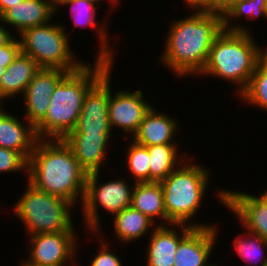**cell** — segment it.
I'll return each instance as SVG.
<instances>
[{
  "label": "cell",
  "instance_id": "9",
  "mask_svg": "<svg viewBox=\"0 0 267 266\" xmlns=\"http://www.w3.org/2000/svg\"><path fill=\"white\" fill-rule=\"evenodd\" d=\"M77 235L76 231L29 235L26 260L43 266H78Z\"/></svg>",
  "mask_w": 267,
  "mask_h": 266
},
{
  "label": "cell",
  "instance_id": "7",
  "mask_svg": "<svg viewBox=\"0 0 267 266\" xmlns=\"http://www.w3.org/2000/svg\"><path fill=\"white\" fill-rule=\"evenodd\" d=\"M55 23L52 20L50 23L37 25L20 33L18 38L21 52L31 56L41 68L76 71L86 62L77 59L80 57L71 49L70 34L67 33L69 31L66 30V26L60 21Z\"/></svg>",
  "mask_w": 267,
  "mask_h": 266
},
{
  "label": "cell",
  "instance_id": "28",
  "mask_svg": "<svg viewBox=\"0 0 267 266\" xmlns=\"http://www.w3.org/2000/svg\"><path fill=\"white\" fill-rule=\"evenodd\" d=\"M245 105L267 111V68L259 63L246 89L238 96Z\"/></svg>",
  "mask_w": 267,
  "mask_h": 266
},
{
  "label": "cell",
  "instance_id": "2",
  "mask_svg": "<svg viewBox=\"0 0 267 266\" xmlns=\"http://www.w3.org/2000/svg\"><path fill=\"white\" fill-rule=\"evenodd\" d=\"M87 177L63 139L38 140L28 160L26 182L71 202L76 208L83 203Z\"/></svg>",
  "mask_w": 267,
  "mask_h": 266
},
{
  "label": "cell",
  "instance_id": "23",
  "mask_svg": "<svg viewBox=\"0 0 267 266\" xmlns=\"http://www.w3.org/2000/svg\"><path fill=\"white\" fill-rule=\"evenodd\" d=\"M154 225V227H153ZM113 234L118 242L130 244L154 230L156 224L140 211L129 206L113 216Z\"/></svg>",
  "mask_w": 267,
  "mask_h": 266
},
{
  "label": "cell",
  "instance_id": "14",
  "mask_svg": "<svg viewBox=\"0 0 267 266\" xmlns=\"http://www.w3.org/2000/svg\"><path fill=\"white\" fill-rule=\"evenodd\" d=\"M60 6V7H59ZM64 6V7H63ZM70 6L69 12L73 22V29L76 27H91V29H95V34H98L99 45L97 54L94 56L97 59H106L111 62L116 61L117 50L112 47L110 44L109 30L106 25L105 20L104 23H98L96 21L97 16V5L85 0H56V14L61 11V7L67 8ZM60 9V10H59ZM106 25V26H105ZM110 44V45H109ZM116 50V51H115Z\"/></svg>",
  "mask_w": 267,
  "mask_h": 266
},
{
  "label": "cell",
  "instance_id": "31",
  "mask_svg": "<svg viewBox=\"0 0 267 266\" xmlns=\"http://www.w3.org/2000/svg\"><path fill=\"white\" fill-rule=\"evenodd\" d=\"M20 51L18 36H13L5 45L0 46V62H13Z\"/></svg>",
  "mask_w": 267,
  "mask_h": 266
},
{
  "label": "cell",
  "instance_id": "37",
  "mask_svg": "<svg viewBox=\"0 0 267 266\" xmlns=\"http://www.w3.org/2000/svg\"><path fill=\"white\" fill-rule=\"evenodd\" d=\"M260 63L267 68V46L261 48Z\"/></svg>",
  "mask_w": 267,
  "mask_h": 266
},
{
  "label": "cell",
  "instance_id": "24",
  "mask_svg": "<svg viewBox=\"0 0 267 266\" xmlns=\"http://www.w3.org/2000/svg\"><path fill=\"white\" fill-rule=\"evenodd\" d=\"M179 144H163L146 146L150 162V182H161L165 180L176 168L187 158V153L182 152ZM179 151H181L179 153ZM183 155V156H181Z\"/></svg>",
  "mask_w": 267,
  "mask_h": 266
},
{
  "label": "cell",
  "instance_id": "40",
  "mask_svg": "<svg viewBox=\"0 0 267 266\" xmlns=\"http://www.w3.org/2000/svg\"><path fill=\"white\" fill-rule=\"evenodd\" d=\"M266 203H267V189L266 191L261 192V194H258Z\"/></svg>",
  "mask_w": 267,
  "mask_h": 266
},
{
  "label": "cell",
  "instance_id": "1",
  "mask_svg": "<svg viewBox=\"0 0 267 266\" xmlns=\"http://www.w3.org/2000/svg\"><path fill=\"white\" fill-rule=\"evenodd\" d=\"M159 63L181 79H193L205 68L215 38L223 30V16L205 11H191L175 18L168 26Z\"/></svg>",
  "mask_w": 267,
  "mask_h": 266
},
{
  "label": "cell",
  "instance_id": "19",
  "mask_svg": "<svg viewBox=\"0 0 267 266\" xmlns=\"http://www.w3.org/2000/svg\"><path fill=\"white\" fill-rule=\"evenodd\" d=\"M56 15V0H23L9 8L0 19L19 35L26 29L50 23Z\"/></svg>",
  "mask_w": 267,
  "mask_h": 266
},
{
  "label": "cell",
  "instance_id": "17",
  "mask_svg": "<svg viewBox=\"0 0 267 266\" xmlns=\"http://www.w3.org/2000/svg\"><path fill=\"white\" fill-rule=\"evenodd\" d=\"M3 106L0 105V147L18 151L29 160L39 140L35 126Z\"/></svg>",
  "mask_w": 267,
  "mask_h": 266
},
{
  "label": "cell",
  "instance_id": "36",
  "mask_svg": "<svg viewBox=\"0 0 267 266\" xmlns=\"http://www.w3.org/2000/svg\"><path fill=\"white\" fill-rule=\"evenodd\" d=\"M85 1H88V2H91V3H94V4H96L97 6L99 5L100 6V4H101V1H105V0H85ZM107 1V3L110 5V7H111V5H112V7L111 8H116V6H117V10H118V7L120 6V4L122 3V1L120 2V0H106ZM100 2V4H98ZM120 2V3H119Z\"/></svg>",
  "mask_w": 267,
  "mask_h": 266
},
{
  "label": "cell",
  "instance_id": "39",
  "mask_svg": "<svg viewBox=\"0 0 267 266\" xmlns=\"http://www.w3.org/2000/svg\"><path fill=\"white\" fill-rule=\"evenodd\" d=\"M10 63L12 62H0V77L4 74V72L6 71V68L8 67Z\"/></svg>",
  "mask_w": 267,
  "mask_h": 266
},
{
  "label": "cell",
  "instance_id": "21",
  "mask_svg": "<svg viewBox=\"0 0 267 266\" xmlns=\"http://www.w3.org/2000/svg\"><path fill=\"white\" fill-rule=\"evenodd\" d=\"M40 69L31 56L20 51L0 77V105L5 99L8 101L21 97Z\"/></svg>",
  "mask_w": 267,
  "mask_h": 266
},
{
  "label": "cell",
  "instance_id": "11",
  "mask_svg": "<svg viewBox=\"0 0 267 266\" xmlns=\"http://www.w3.org/2000/svg\"><path fill=\"white\" fill-rule=\"evenodd\" d=\"M109 100L110 69L86 93L77 125L69 134H112Z\"/></svg>",
  "mask_w": 267,
  "mask_h": 266
},
{
  "label": "cell",
  "instance_id": "4",
  "mask_svg": "<svg viewBox=\"0 0 267 266\" xmlns=\"http://www.w3.org/2000/svg\"><path fill=\"white\" fill-rule=\"evenodd\" d=\"M260 46L252 32L223 29L215 38L205 68L198 77H218L224 82L234 84L233 86H237L235 90L238 97L248 86L260 63L262 45Z\"/></svg>",
  "mask_w": 267,
  "mask_h": 266
},
{
  "label": "cell",
  "instance_id": "38",
  "mask_svg": "<svg viewBox=\"0 0 267 266\" xmlns=\"http://www.w3.org/2000/svg\"><path fill=\"white\" fill-rule=\"evenodd\" d=\"M18 266H43V265H37V264H34V263H31V262H28L25 257L23 259H21V262L18 264Z\"/></svg>",
  "mask_w": 267,
  "mask_h": 266
},
{
  "label": "cell",
  "instance_id": "41",
  "mask_svg": "<svg viewBox=\"0 0 267 266\" xmlns=\"http://www.w3.org/2000/svg\"><path fill=\"white\" fill-rule=\"evenodd\" d=\"M215 264V265H214ZM208 266H217L216 262H211Z\"/></svg>",
  "mask_w": 267,
  "mask_h": 266
},
{
  "label": "cell",
  "instance_id": "29",
  "mask_svg": "<svg viewBox=\"0 0 267 266\" xmlns=\"http://www.w3.org/2000/svg\"><path fill=\"white\" fill-rule=\"evenodd\" d=\"M90 234L91 237L94 235L96 239L94 241L98 242L99 251L93 255L90 262L88 261V263H90L88 266H123L120 256H118L117 253L115 254L112 252L110 249L112 248L110 247V242L109 244L106 242L108 239L103 235L102 230H99L98 232H90Z\"/></svg>",
  "mask_w": 267,
  "mask_h": 266
},
{
  "label": "cell",
  "instance_id": "35",
  "mask_svg": "<svg viewBox=\"0 0 267 266\" xmlns=\"http://www.w3.org/2000/svg\"><path fill=\"white\" fill-rule=\"evenodd\" d=\"M23 0H0V17L11 7Z\"/></svg>",
  "mask_w": 267,
  "mask_h": 266
},
{
  "label": "cell",
  "instance_id": "20",
  "mask_svg": "<svg viewBox=\"0 0 267 266\" xmlns=\"http://www.w3.org/2000/svg\"><path fill=\"white\" fill-rule=\"evenodd\" d=\"M180 121L172 115L157 111L154 106L142 120L137 132L131 138L134 142L142 146L178 144L177 131ZM179 124V125H178ZM176 141V142H175Z\"/></svg>",
  "mask_w": 267,
  "mask_h": 266
},
{
  "label": "cell",
  "instance_id": "8",
  "mask_svg": "<svg viewBox=\"0 0 267 266\" xmlns=\"http://www.w3.org/2000/svg\"><path fill=\"white\" fill-rule=\"evenodd\" d=\"M100 172L88 174L83 203L81 204L82 221L86 233L101 230V212L104 210L108 216H114L123 209L131 206L132 190L134 184H129L126 178H115L100 183ZM100 184H99V183ZM84 222V223H83Z\"/></svg>",
  "mask_w": 267,
  "mask_h": 266
},
{
  "label": "cell",
  "instance_id": "5",
  "mask_svg": "<svg viewBox=\"0 0 267 266\" xmlns=\"http://www.w3.org/2000/svg\"><path fill=\"white\" fill-rule=\"evenodd\" d=\"M187 158L165 180L161 181L166 210V225L185 224L194 228L215 226L195 222L207 194L210 172L206 165H199ZM193 220V221H192Z\"/></svg>",
  "mask_w": 267,
  "mask_h": 266
},
{
  "label": "cell",
  "instance_id": "18",
  "mask_svg": "<svg viewBox=\"0 0 267 266\" xmlns=\"http://www.w3.org/2000/svg\"><path fill=\"white\" fill-rule=\"evenodd\" d=\"M113 134H68L63 140L87 174L100 172ZM103 164V165H102Z\"/></svg>",
  "mask_w": 267,
  "mask_h": 266
},
{
  "label": "cell",
  "instance_id": "22",
  "mask_svg": "<svg viewBox=\"0 0 267 266\" xmlns=\"http://www.w3.org/2000/svg\"><path fill=\"white\" fill-rule=\"evenodd\" d=\"M131 206L156 225H166V210L160 182L134 183ZM156 219L160 220L157 222Z\"/></svg>",
  "mask_w": 267,
  "mask_h": 266
},
{
  "label": "cell",
  "instance_id": "32",
  "mask_svg": "<svg viewBox=\"0 0 267 266\" xmlns=\"http://www.w3.org/2000/svg\"><path fill=\"white\" fill-rule=\"evenodd\" d=\"M238 1L240 0H211L210 13H217L224 16Z\"/></svg>",
  "mask_w": 267,
  "mask_h": 266
},
{
  "label": "cell",
  "instance_id": "3",
  "mask_svg": "<svg viewBox=\"0 0 267 266\" xmlns=\"http://www.w3.org/2000/svg\"><path fill=\"white\" fill-rule=\"evenodd\" d=\"M115 63L94 59L80 69L69 72L51 95L45 117L35 126L39 139H64L77 125L84 98L88 90Z\"/></svg>",
  "mask_w": 267,
  "mask_h": 266
},
{
  "label": "cell",
  "instance_id": "30",
  "mask_svg": "<svg viewBox=\"0 0 267 266\" xmlns=\"http://www.w3.org/2000/svg\"><path fill=\"white\" fill-rule=\"evenodd\" d=\"M27 169L28 160L20 152L0 147V173L26 172L27 177Z\"/></svg>",
  "mask_w": 267,
  "mask_h": 266
},
{
  "label": "cell",
  "instance_id": "26",
  "mask_svg": "<svg viewBox=\"0 0 267 266\" xmlns=\"http://www.w3.org/2000/svg\"><path fill=\"white\" fill-rule=\"evenodd\" d=\"M244 231L242 235L240 234L233 239L234 248L232 249L235 254L247 265L267 266V240L247 230Z\"/></svg>",
  "mask_w": 267,
  "mask_h": 266
},
{
  "label": "cell",
  "instance_id": "16",
  "mask_svg": "<svg viewBox=\"0 0 267 266\" xmlns=\"http://www.w3.org/2000/svg\"><path fill=\"white\" fill-rule=\"evenodd\" d=\"M218 228V225L194 228L179 243L173 266H208L217 245Z\"/></svg>",
  "mask_w": 267,
  "mask_h": 266
},
{
  "label": "cell",
  "instance_id": "6",
  "mask_svg": "<svg viewBox=\"0 0 267 266\" xmlns=\"http://www.w3.org/2000/svg\"><path fill=\"white\" fill-rule=\"evenodd\" d=\"M25 186V192L13 204L12 211L25 225L27 236L76 231L71 217L75 206L71 202L40 191L28 182Z\"/></svg>",
  "mask_w": 267,
  "mask_h": 266
},
{
  "label": "cell",
  "instance_id": "15",
  "mask_svg": "<svg viewBox=\"0 0 267 266\" xmlns=\"http://www.w3.org/2000/svg\"><path fill=\"white\" fill-rule=\"evenodd\" d=\"M193 229L185 224L156 225L148 236L145 266H173L179 243Z\"/></svg>",
  "mask_w": 267,
  "mask_h": 266
},
{
  "label": "cell",
  "instance_id": "13",
  "mask_svg": "<svg viewBox=\"0 0 267 266\" xmlns=\"http://www.w3.org/2000/svg\"><path fill=\"white\" fill-rule=\"evenodd\" d=\"M68 71L58 68H41L22 94L24 118L36 126L47 114L52 93Z\"/></svg>",
  "mask_w": 267,
  "mask_h": 266
},
{
  "label": "cell",
  "instance_id": "10",
  "mask_svg": "<svg viewBox=\"0 0 267 266\" xmlns=\"http://www.w3.org/2000/svg\"><path fill=\"white\" fill-rule=\"evenodd\" d=\"M110 68V100L108 107V120L111 130L121 129L128 139H131L137 132L139 125L146 114L153 107L145 100L143 90H118L112 91V70ZM131 91V92H130ZM113 93V94H112Z\"/></svg>",
  "mask_w": 267,
  "mask_h": 266
},
{
  "label": "cell",
  "instance_id": "27",
  "mask_svg": "<svg viewBox=\"0 0 267 266\" xmlns=\"http://www.w3.org/2000/svg\"><path fill=\"white\" fill-rule=\"evenodd\" d=\"M130 143L126 146L125 151V161L126 170L134 180L133 183H144L150 182V162L148 149L145 146L139 145L132 139Z\"/></svg>",
  "mask_w": 267,
  "mask_h": 266
},
{
  "label": "cell",
  "instance_id": "33",
  "mask_svg": "<svg viewBox=\"0 0 267 266\" xmlns=\"http://www.w3.org/2000/svg\"><path fill=\"white\" fill-rule=\"evenodd\" d=\"M187 9L192 11H205L210 12L211 0H183Z\"/></svg>",
  "mask_w": 267,
  "mask_h": 266
},
{
  "label": "cell",
  "instance_id": "25",
  "mask_svg": "<svg viewBox=\"0 0 267 266\" xmlns=\"http://www.w3.org/2000/svg\"><path fill=\"white\" fill-rule=\"evenodd\" d=\"M247 18L250 19L263 17L267 19V0H240L232 6L223 16V29L226 31L252 32L248 27L239 24L237 21ZM235 21V22H232ZM237 22V23H236ZM236 23V24H235Z\"/></svg>",
  "mask_w": 267,
  "mask_h": 266
},
{
  "label": "cell",
  "instance_id": "34",
  "mask_svg": "<svg viewBox=\"0 0 267 266\" xmlns=\"http://www.w3.org/2000/svg\"><path fill=\"white\" fill-rule=\"evenodd\" d=\"M5 26L6 25L0 19V46L5 45L13 37L14 32L9 31L10 29Z\"/></svg>",
  "mask_w": 267,
  "mask_h": 266
},
{
  "label": "cell",
  "instance_id": "12",
  "mask_svg": "<svg viewBox=\"0 0 267 266\" xmlns=\"http://www.w3.org/2000/svg\"><path fill=\"white\" fill-rule=\"evenodd\" d=\"M214 195L224 207L231 210L234 217H237L239 224L243 225V230L267 240V203L260 196L224 188L219 189Z\"/></svg>",
  "mask_w": 267,
  "mask_h": 266
}]
</instances>
